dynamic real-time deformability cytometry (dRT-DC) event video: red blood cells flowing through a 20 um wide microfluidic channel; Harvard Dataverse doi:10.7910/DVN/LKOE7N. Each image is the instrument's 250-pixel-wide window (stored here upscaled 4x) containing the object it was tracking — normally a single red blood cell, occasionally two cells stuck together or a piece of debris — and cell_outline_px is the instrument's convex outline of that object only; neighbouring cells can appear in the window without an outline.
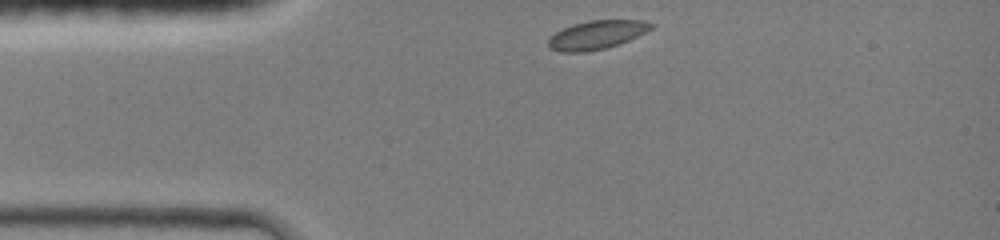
{"species": "common noctule bat (a hibernating species)", "species_latin": "Nyctalus noctula", "temperature_condition": "room temperature", "stored_images_in_passage": 31, "camera_frame_rate_fps": 3000, "um_per_image_px": 0.085, "animal": {"sex": "female", "body_mass_g": 19.0, "forearm_length_mm": 51.5}, "frame": {"image": 1, "passage_image": 1, "time_ms": 0.0, "image_size_px": [1000, 240], "cell_outline_px": [[652, 28], [620, 44], [604, 48], [584, 52], [560, 52], [548, 48], [548, 36], [572, 24], [588, 20], [644, 20], [652, 24]], "centroid_in_image_um": [50.65, 2.96], "position_along_channel_um": 34.3, "area_um2": 17.11}}
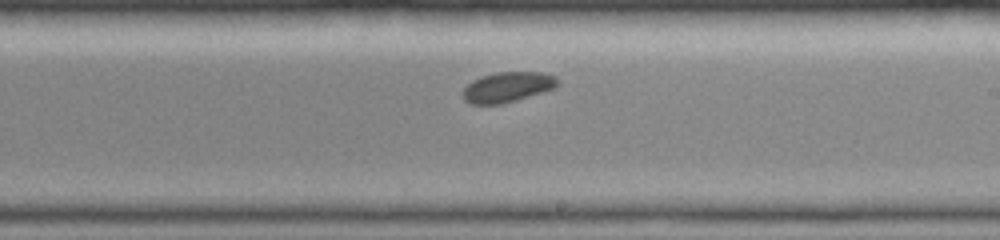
{"frame": {"image": 2, "passage_image": 18, "time_ms": 5.667, "image_size_px": [1000, 240], "cell_outline_px": [[560, 84], [552, 88], [516, 100], [500, 104], [472, 104], [464, 100], [464, 88], [472, 80], [480, 76], [496, 72], [544, 72], [556, 76], [560, 80]], "centroid_in_image_um": [43.15, 7.38], "position_along_channel_um": 245.9, "area_um2": 16.59}}
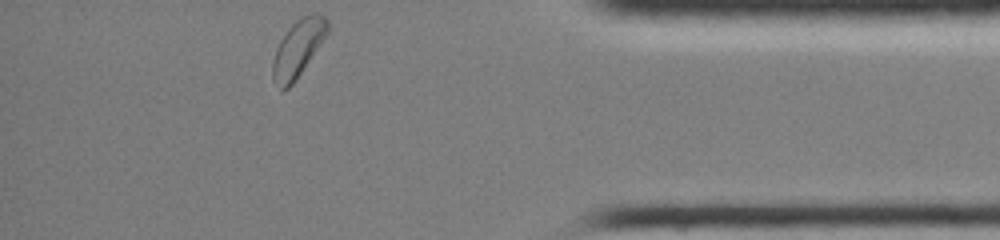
{"frame": {"image": 3, "passage_image": 31, "time_ms": 10.0, "image_size_px": [1000, 240], "cell_outline_px": [[328, 32], [292, 84], [288, 88], [280, 92], [272, 80], [272, 64], [276, 48], [280, 40], [288, 28], [300, 16], [312, 12], [320, 12], [328, 20]], "centroid_in_image_um": [25.3, 4.09], "position_along_channel_um": 409.9, "area_um2": 18.15}, "authors_computed_cell_mechanics": {"area_um2": 17.1666, "velocity_mm_per_s": 4.2563, "shape_relaxation_time_tau1_ms": 1.2848, "shape_relaxation_time_tau2_ms": null, "deformation_change_tau1": 0.0314, "deformation_change_tau2": null}}